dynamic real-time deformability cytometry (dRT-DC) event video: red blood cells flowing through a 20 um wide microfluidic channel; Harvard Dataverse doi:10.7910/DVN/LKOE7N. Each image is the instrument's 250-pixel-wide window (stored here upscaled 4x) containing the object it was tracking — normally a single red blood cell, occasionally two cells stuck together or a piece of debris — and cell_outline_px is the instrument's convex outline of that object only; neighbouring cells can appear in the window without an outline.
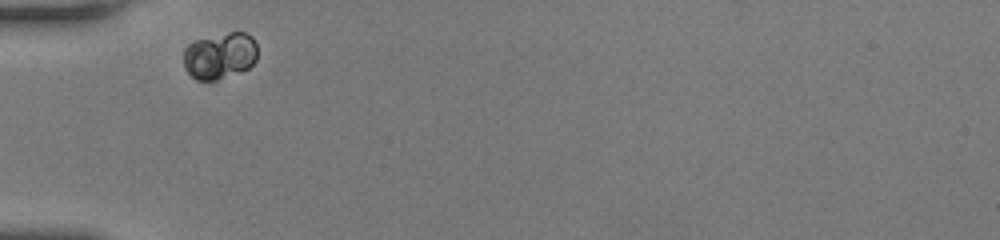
{"species": "human", "species_latin": "Homo sapiens", "temperature_condition": "room temperature", "stored_images_in_passage": 26, "camera_frame_rate_fps": 3000, "um_per_image_px": 0.085, "donor": {"sex": "female"}, "frame": {"image": 1, "passage_image": 1, "time_ms": 0.0, "image_size_px": [1000, 240], "cell_outline_px": [[256, 60], [248, 68], [216, 80], [196, 80], [184, 68], [184, 48], [188, 44], [196, 40], [228, 32], [244, 32], [252, 36], [256, 44]], "centroid_in_image_um": [18.67, 4.73], "position_along_channel_um": 66.3, "area_um2": 19.88}}
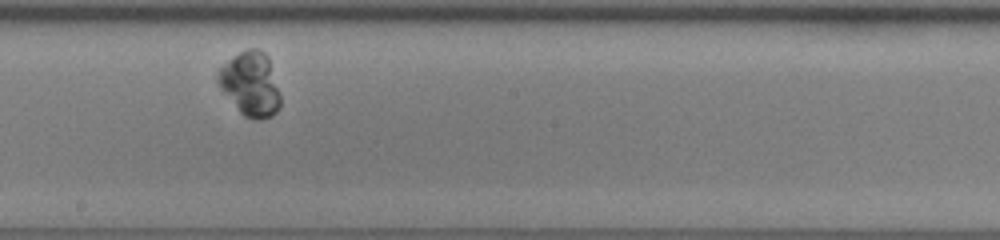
{"frame": {"image": 2, "passage_image": 14, "time_ms": 4.333, "image_size_px": [1000, 240], "cell_outline_px": [[280, 108], [272, 116], [260, 120], [256, 120], [244, 116], [240, 112], [220, 88], [216, 80], [216, 72], [224, 64], [240, 52], [248, 48], [256, 48], [264, 52], [268, 56], [280, 96]], "centroid_in_image_um": [21.28, 7.15], "position_along_channel_um": 226.9, "area_um2": 23.24}}
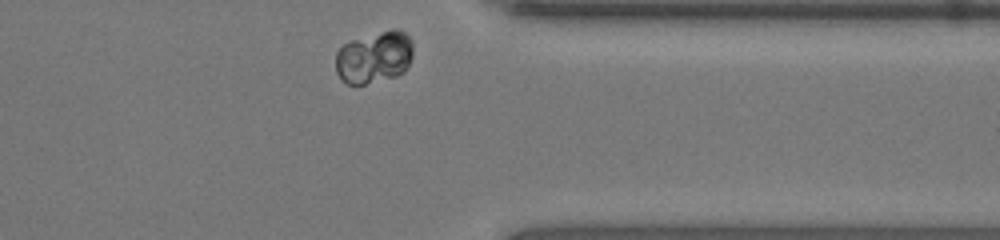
{"frame": {"image": 3, "passage_image": 26, "time_ms": 8.333, "image_size_px": [1000, 240], "cell_outline_px": [[412, 56], [404, 72], [396, 76], [364, 84], [348, 84], [336, 72], [336, 52], [344, 44], [352, 40], [392, 28], [396, 28], [404, 32], [412, 40]], "centroid_in_image_um": [31.82, 4.85], "position_along_channel_um": 379.6, "area_um2": 23.29}, "authors_computed_cell_mechanics": {"area_um2": 21.675, "velocity_mm_per_s": 3.8315, "shape_relaxation_time_tau1_ms": 4.7006, "shape_relaxation_time_tau2_ms": null, "deformation_change_tau1": 0.0642, "deformation_change_tau2": null}}